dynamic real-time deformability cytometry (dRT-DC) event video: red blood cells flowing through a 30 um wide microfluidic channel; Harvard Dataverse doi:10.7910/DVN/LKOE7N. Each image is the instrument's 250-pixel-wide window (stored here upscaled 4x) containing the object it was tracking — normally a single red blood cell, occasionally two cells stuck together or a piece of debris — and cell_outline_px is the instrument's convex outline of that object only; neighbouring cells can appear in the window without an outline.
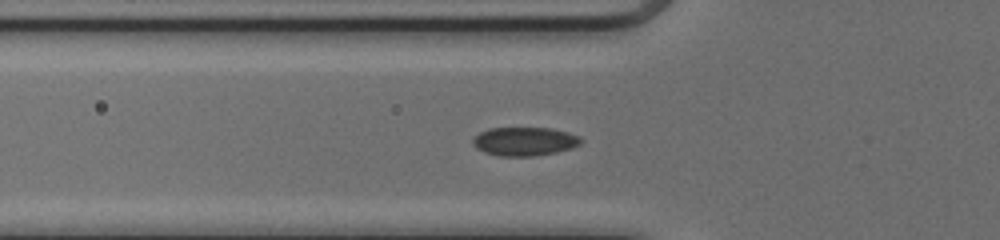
{"species": "common noctule bat (a hibernating species)", "species_latin": "Nyctalus noctula", "temperature_condition": "cold", "stored_images_in_passage": 49, "camera_frame_rate_fps": 3000, "um_per_image_px": 0.085, "animal": {"sex": "female", "body_mass_g": 17.0, "forearm_length_mm": 48.0}, "frame": {"image": 1, "passage_image": 17, "time_ms": 5.333, "image_size_px": [1000, 240], "cell_outline_px": [[584, 140], [580, 144], [572, 148], [556, 152], [532, 156], [500, 156], [484, 152], [476, 148], [472, 144], [472, 140], [480, 132], [488, 128], [552, 128], [568, 132], [580, 136]], "centroid_in_image_um": [44.6, 12.01], "position_along_channel_um": 81.2, "area_um2": 18.15}}
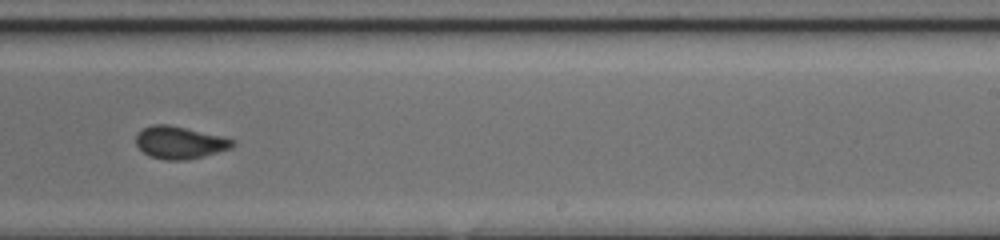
{"frame": {"image": 2, "passage_image": 31, "time_ms": 10.0, "image_size_px": [1000, 240], "cell_outline_px": [[236, 144], [232, 148], [204, 156], [184, 160], [164, 160], [152, 156], [144, 152], [136, 144], [136, 136], [144, 128], [152, 124], [168, 124], [220, 136], [236, 140]], "centroid_in_image_um": [15.3, 12.12], "position_along_channel_um": 273.7, "area_um2": 18.03}}
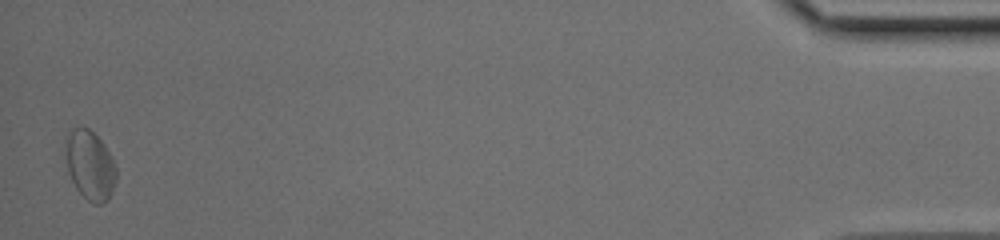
{"frame": {"image": 3, "passage_image": 49, "time_ms": 16.0, "image_size_px": [1000, 240], "cell_outline_px": [[116, 180], [112, 192], [108, 200], [100, 204], [96, 204], [88, 200], [76, 188], [68, 172], [68, 136], [72, 128], [88, 128], [100, 140], [108, 152], [116, 168]], "centroid_in_image_um": [7.69, 14.1], "position_along_channel_um": 427.5, "area_um2": 19.59}, "authors_computed_cell_mechanics": {"area_um2": 18.2648, "velocity_mm_per_s": 4.1169, "shape_relaxation_time_tau1_ms": 3.9153, "shape_relaxation_time_tau2_ms": 1.0267, "deformation_change_tau1": 0.0845, "deformation_change_tau2": 0.0457}}